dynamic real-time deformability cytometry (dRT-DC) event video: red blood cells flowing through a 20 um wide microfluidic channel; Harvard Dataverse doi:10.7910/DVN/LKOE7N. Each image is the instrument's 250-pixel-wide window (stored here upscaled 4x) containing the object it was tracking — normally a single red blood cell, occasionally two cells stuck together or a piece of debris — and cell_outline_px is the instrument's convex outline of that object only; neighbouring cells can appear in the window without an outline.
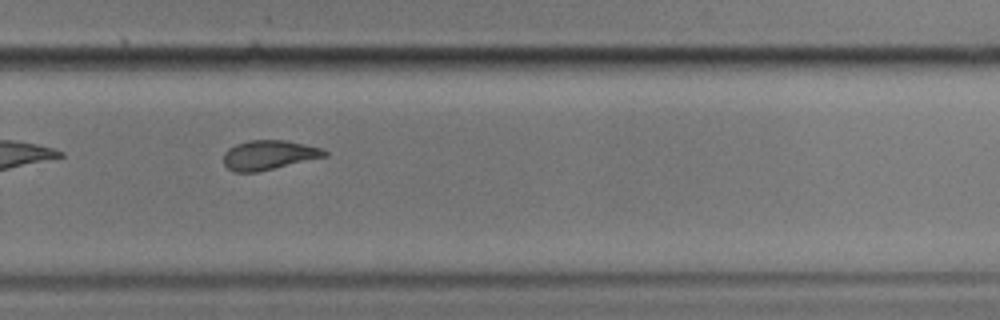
{"species": "common noctule bat (a hibernating species)", "species_latin": "Nyctalus noctula", "temperature_condition": "cold", "stored_images_in_passage": 15, "camera_frame_rate_fps": 3000, "um_per_image_px": 0.085, "animal": {"sex": "male", "body_mass_g": 17.9}, "frame": {"image": 1, "passage_image": 11, "time_ms": 12.333, "image_size_px": [1000, 320], "cell_outline_px": [[328, 156], [256, 172], [232, 172], [224, 164], [224, 152], [228, 148], [236, 144], [248, 140], [284, 140], [324, 148], [328, 152]], "centroid_in_image_um": [22.86, 13.17], "position_along_channel_um": 306.9, "area_um2": 17.4}, "authors_computed_cell_mechanics": {"area_um2": 18.0914, "velocity_mm_per_s": 3.4811, "shape_relaxation_time_tau1_ms": 3.3214, "shape_relaxation_time_tau2_ms": 1.2956, "deformation_change_tau1": 0.1037, "deformation_change_tau2": 0.0828}}